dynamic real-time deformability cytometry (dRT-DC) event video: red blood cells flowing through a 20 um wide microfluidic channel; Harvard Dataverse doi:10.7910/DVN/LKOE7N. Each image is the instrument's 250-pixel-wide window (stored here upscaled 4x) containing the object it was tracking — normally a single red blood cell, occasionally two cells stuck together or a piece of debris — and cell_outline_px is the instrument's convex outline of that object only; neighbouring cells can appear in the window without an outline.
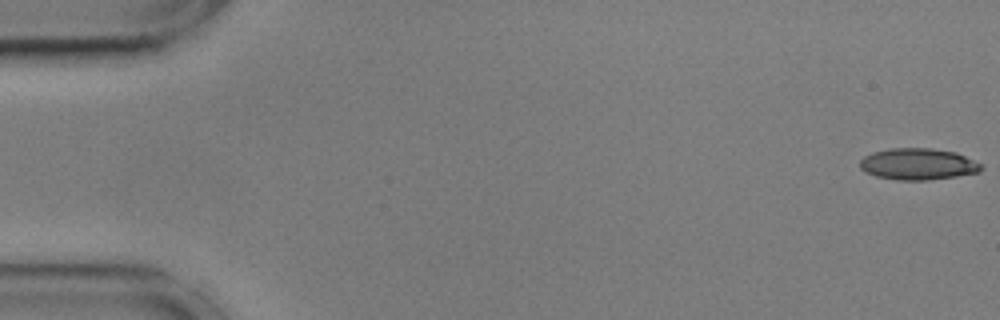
{"species": "common noctule bat (a hibernating species)", "species_latin": "Nyctalus noctula", "temperature_condition": "cold", "stored_images_in_passage": 55, "camera_frame_rate_fps": 3000, "um_per_image_px": 0.085, "animal": {"sex": "male", "body_mass_g": 17.9, "forearm_length_mm": 54.2}, "frame": {"image": 1, "passage_image": 1, "time_ms": 0.0, "image_size_px": [1000, 320], "cell_outline_px": [[984, 168], [980, 172], [956, 176], [928, 180], [896, 180], [876, 176], [864, 172], [860, 168], [860, 160], [864, 156], [872, 152], [892, 148], [932, 148], [956, 152], [980, 164]], "centroid_in_image_um": [78.0, 13.95], "position_along_channel_um": 7.0, "area_um2": 22.31}}
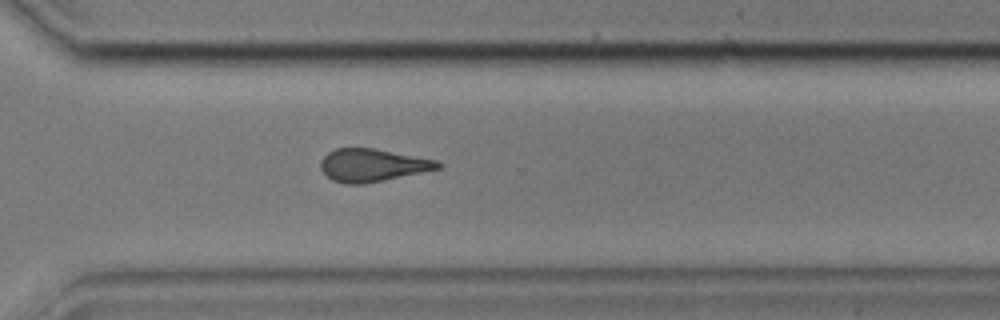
{"frame": {"image": 2, "passage_image": 40, "time_ms": 13.0, "image_size_px": [1000, 320], "cell_outline_px": [[440, 168], [364, 184], [344, 184], [332, 180], [320, 168], [320, 160], [328, 152], [336, 148], [372, 148], [436, 160], [440, 164]], "centroid_in_image_um": [31.59, 14.04], "position_along_channel_um": 339.0, "area_um2": 22.02}}
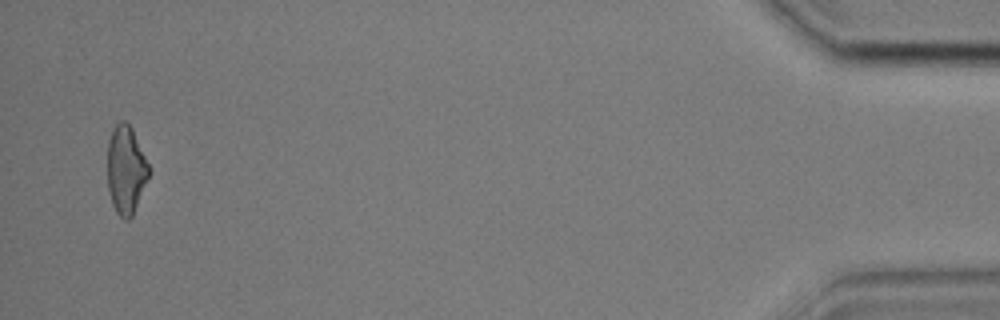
{"frame": {"image": 3, "passage_image": 54, "time_ms": 17.667, "image_size_px": [1000, 320], "cell_outline_px": [[148, 176], [132, 216], [128, 220], [124, 220], [116, 212], [112, 204], [108, 192], [108, 140], [112, 128], [120, 120], [124, 120], [132, 128], [148, 164]], "centroid_in_image_um": [10.67, 14.42], "position_along_channel_um": 424.5, "area_um2": 20.98}, "authors_computed_cell_mechanics": {"area_um2": 22.5998, "velocity_mm_per_s": 3.6107, "shape_relaxation_time_tau1_ms": 3.536, "shape_relaxation_time_tau2_ms": 3.3588, "deformation_change_tau1": 0.1443, "deformation_change_tau2": 0.1367}}